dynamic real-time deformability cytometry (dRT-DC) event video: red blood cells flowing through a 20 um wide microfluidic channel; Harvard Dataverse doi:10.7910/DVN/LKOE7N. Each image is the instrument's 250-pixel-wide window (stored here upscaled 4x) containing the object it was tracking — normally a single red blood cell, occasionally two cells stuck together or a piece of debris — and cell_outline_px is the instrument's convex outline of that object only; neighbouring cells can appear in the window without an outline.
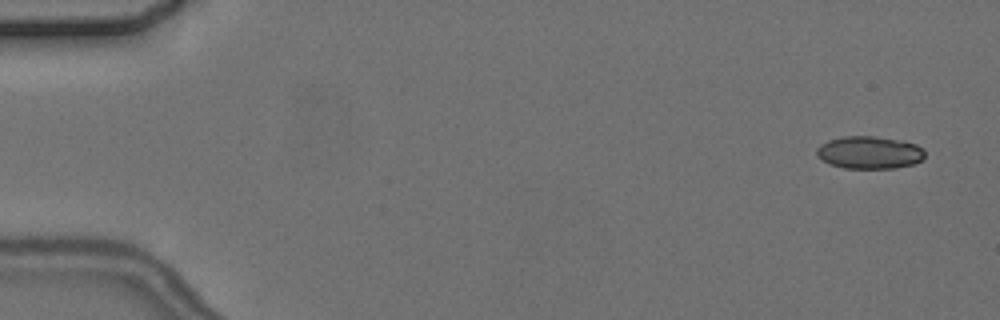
{"species": "common noctule bat (a hibernating species)", "species_latin": "Nyctalus noctula", "temperature_condition": "cold", "stored_images_in_passage": 4, "camera_frame_rate_fps": 3000, "um_per_image_px": 0.085, "animal": {"sex": "female", "body_mass_g": 24.6, "forearm_length_mm": 56.2}, "frame": {"image": 1, "passage_image": 1, "time_ms": 0.0, "image_size_px": [1000, 320], "cell_outline_px": [[924, 156], [920, 160], [912, 164], [896, 168], [844, 168], [832, 164], [816, 156], [816, 148], [820, 144], [828, 140], [844, 136], [876, 136], [904, 140], [916, 144], [924, 148]], "centroid_in_image_um": [73.91, 12.94], "position_along_channel_um": 11.1, "area_um2": 20.63}}